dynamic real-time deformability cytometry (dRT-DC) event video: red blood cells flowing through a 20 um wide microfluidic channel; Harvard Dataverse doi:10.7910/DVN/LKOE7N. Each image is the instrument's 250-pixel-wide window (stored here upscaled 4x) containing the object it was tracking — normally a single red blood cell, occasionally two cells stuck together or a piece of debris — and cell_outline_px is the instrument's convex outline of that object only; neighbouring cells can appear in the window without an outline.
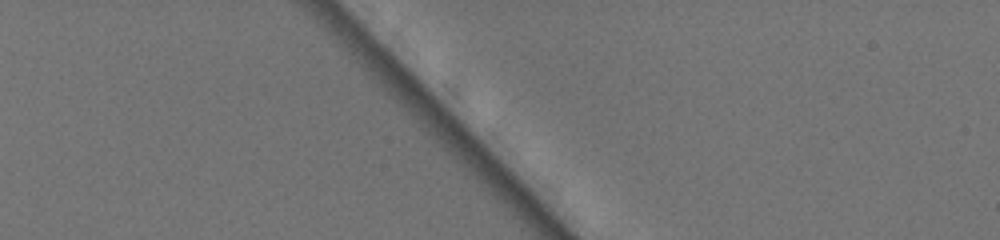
{"species": "common noctule bat (a hibernating species)", "species_latin": "Nyctalus noctula", "temperature_condition": "warm", "stored_images_in_passage": 2, "camera_frame_rate_fps": 3000, "um_per_image_px": 0.085, "animal": {"sex": "female", "body_mass_g": 19.5, "forearm_length_mm": 54.1}, "frame": {"image": 1, "passage_image": 1, "time_ms": 0.0, "image_size_px": [1000, 240], "cell_outline_px": [[596, 100], [592, 108], [572, 88], [540, 48], [560, 44], [564, 44], [596, 76]], "centroid_in_image_um": [48.73, 6.09], "position_along_channel_um": 36.3, "area_um2": 11.1}}